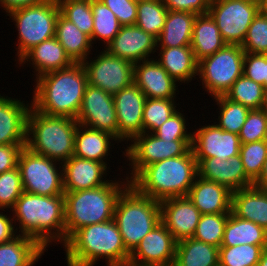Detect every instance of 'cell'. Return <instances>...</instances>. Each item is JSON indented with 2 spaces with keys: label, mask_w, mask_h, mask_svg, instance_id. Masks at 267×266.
<instances>
[{
  "label": "cell",
  "mask_w": 267,
  "mask_h": 266,
  "mask_svg": "<svg viewBox=\"0 0 267 266\" xmlns=\"http://www.w3.org/2000/svg\"><path fill=\"white\" fill-rule=\"evenodd\" d=\"M87 85L83 64L73 63L38 77L30 105L46 115L76 119Z\"/></svg>",
  "instance_id": "obj_1"
},
{
  "label": "cell",
  "mask_w": 267,
  "mask_h": 266,
  "mask_svg": "<svg viewBox=\"0 0 267 266\" xmlns=\"http://www.w3.org/2000/svg\"><path fill=\"white\" fill-rule=\"evenodd\" d=\"M63 246L68 266H94L100 258L107 266H128L130 258L113 219L76 230Z\"/></svg>",
  "instance_id": "obj_2"
},
{
  "label": "cell",
  "mask_w": 267,
  "mask_h": 266,
  "mask_svg": "<svg viewBox=\"0 0 267 266\" xmlns=\"http://www.w3.org/2000/svg\"><path fill=\"white\" fill-rule=\"evenodd\" d=\"M13 211V220L14 223L19 221L21 235L35 239L44 249L52 240L65 243L64 195L43 196L23 192Z\"/></svg>",
  "instance_id": "obj_3"
},
{
  "label": "cell",
  "mask_w": 267,
  "mask_h": 266,
  "mask_svg": "<svg viewBox=\"0 0 267 266\" xmlns=\"http://www.w3.org/2000/svg\"><path fill=\"white\" fill-rule=\"evenodd\" d=\"M197 176V160L190 149L185 155L147 165L130 183L140 193L162 201L187 196Z\"/></svg>",
  "instance_id": "obj_4"
},
{
  "label": "cell",
  "mask_w": 267,
  "mask_h": 266,
  "mask_svg": "<svg viewBox=\"0 0 267 266\" xmlns=\"http://www.w3.org/2000/svg\"><path fill=\"white\" fill-rule=\"evenodd\" d=\"M77 126L76 119L46 115L32 106L27 117L25 147L62 165L74 154Z\"/></svg>",
  "instance_id": "obj_5"
},
{
  "label": "cell",
  "mask_w": 267,
  "mask_h": 266,
  "mask_svg": "<svg viewBox=\"0 0 267 266\" xmlns=\"http://www.w3.org/2000/svg\"><path fill=\"white\" fill-rule=\"evenodd\" d=\"M126 181L123 184L122 181L121 183L108 181L97 188L64 192L65 242L80 228L112 220L116 201L122 190L130 183Z\"/></svg>",
  "instance_id": "obj_6"
},
{
  "label": "cell",
  "mask_w": 267,
  "mask_h": 266,
  "mask_svg": "<svg viewBox=\"0 0 267 266\" xmlns=\"http://www.w3.org/2000/svg\"><path fill=\"white\" fill-rule=\"evenodd\" d=\"M113 220L122 236L124 246L131 253L161 222L160 201L140 193L129 183L116 201Z\"/></svg>",
  "instance_id": "obj_7"
},
{
  "label": "cell",
  "mask_w": 267,
  "mask_h": 266,
  "mask_svg": "<svg viewBox=\"0 0 267 266\" xmlns=\"http://www.w3.org/2000/svg\"><path fill=\"white\" fill-rule=\"evenodd\" d=\"M59 14L60 8L55 0H44L7 14L12 17L18 29V61L37 44L55 37Z\"/></svg>",
  "instance_id": "obj_8"
},
{
  "label": "cell",
  "mask_w": 267,
  "mask_h": 266,
  "mask_svg": "<svg viewBox=\"0 0 267 266\" xmlns=\"http://www.w3.org/2000/svg\"><path fill=\"white\" fill-rule=\"evenodd\" d=\"M244 50L240 45L226 44L213 55L198 62L203 88L213 98L225 95L243 74Z\"/></svg>",
  "instance_id": "obj_9"
},
{
  "label": "cell",
  "mask_w": 267,
  "mask_h": 266,
  "mask_svg": "<svg viewBox=\"0 0 267 266\" xmlns=\"http://www.w3.org/2000/svg\"><path fill=\"white\" fill-rule=\"evenodd\" d=\"M56 164L57 161L23 147L17 167L24 192L43 196L64 195L63 169L59 172Z\"/></svg>",
  "instance_id": "obj_10"
},
{
  "label": "cell",
  "mask_w": 267,
  "mask_h": 266,
  "mask_svg": "<svg viewBox=\"0 0 267 266\" xmlns=\"http://www.w3.org/2000/svg\"><path fill=\"white\" fill-rule=\"evenodd\" d=\"M260 10V0H211L208 13L216 22L224 42L241 46Z\"/></svg>",
  "instance_id": "obj_11"
},
{
  "label": "cell",
  "mask_w": 267,
  "mask_h": 266,
  "mask_svg": "<svg viewBox=\"0 0 267 266\" xmlns=\"http://www.w3.org/2000/svg\"><path fill=\"white\" fill-rule=\"evenodd\" d=\"M133 144L125 150V156L131 161V181L147 165L185 155L190 149L192 140L160 139L153 133L143 132L134 136ZM130 179V180H129Z\"/></svg>",
  "instance_id": "obj_12"
},
{
  "label": "cell",
  "mask_w": 267,
  "mask_h": 266,
  "mask_svg": "<svg viewBox=\"0 0 267 266\" xmlns=\"http://www.w3.org/2000/svg\"><path fill=\"white\" fill-rule=\"evenodd\" d=\"M83 66L87 73L88 84L114 95L134 82V63L111 55L106 49Z\"/></svg>",
  "instance_id": "obj_13"
},
{
  "label": "cell",
  "mask_w": 267,
  "mask_h": 266,
  "mask_svg": "<svg viewBox=\"0 0 267 266\" xmlns=\"http://www.w3.org/2000/svg\"><path fill=\"white\" fill-rule=\"evenodd\" d=\"M78 124L106 131L118 139V123L113 95L87 85L76 118Z\"/></svg>",
  "instance_id": "obj_14"
},
{
  "label": "cell",
  "mask_w": 267,
  "mask_h": 266,
  "mask_svg": "<svg viewBox=\"0 0 267 266\" xmlns=\"http://www.w3.org/2000/svg\"><path fill=\"white\" fill-rule=\"evenodd\" d=\"M177 241L160 222L130 253L128 266H173Z\"/></svg>",
  "instance_id": "obj_15"
},
{
  "label": "cell",
  "mask_w": 267,
  "mask_h": 266,
  "mask_svg": "<svg viewBox=\"0 0 267 266\" xmlns=\"http://www.w3.org/2000/svg\"><path fill=\"white\" fill-rule=\"evenodd\" d=\"M145 94L133 82L113 95L118 123V141L131 140L143 133Z\"/></svg>",
  "instance_id": "obj_16"
},
{
  "label": "cell",
  "mask_w": 267,
  "mask_h": 266,
  "mask_svg": "<svg viewBox=\"0 0 267 266\" xmlns=\"http://www.w3.org/2000/svg\"><path fill=\"white\" fill-rule=\"evenodd\" d=\"M241 141L237 134L226 132L217 125L202 126L192 132L191 149L196 160L220 158L226 160L239 154Z\"/></svg>",
  "instance_id": "obj_17"
},
{
  "label": "cell",
  "mask_w": 267,
  "mask_h": 266,
  "mask_svg": "<svg viewBox=\"0 0 267 266\" xmlns=\"http://www.w3.org/2000/svg\"><path fill=\"white\" fill-rule=\"evenodd\" d=\"M160 207L161 222L177 242L194 236L201 212L188 196L164 199Z\"/></svg>",
  "instance_id": "obj_18"
},
{
  "label": "cell",
  "mask_w": 267,
  "mask_h": 266,
  "mask_svg": "<svg viewBox=\"0 0 267 266\" xmlns=\"http://www.w3.org/2000/svg\"><path fill=\"white\" fill-rule=\"evenodd\" d=\"M113 56L132 63L148 60L150 54L156 52L157 39L137 25L121 26L118 34L105 46Z\"/></svg>",
  "instance_id": "obj_19"
},
{
  "label": "cell",
  "mask_w": 267,
  "mask_h": 266,
  "mask_svg": "<svg viewBox=\"0 0 267 266\" xmlns=\"http://www.w3.org/2000/svg\"><path fill=\"white\" fill-rule=\"evenodd\" d=\"M198 176L219 183L235 192L253 186V181L246 175L240 154L226 160L205 158L197 160Z\"/></svg>",
  "instance_id": "obj_20"
},
{
  "label": "cell",
  "mask_w": 267,
  "mask_h": 266,
  "mask_svg": "<svg viewBox=\"0 0 267 266\" xmlns=\"http://www.w3.org/2000/svg\"><path fill=\"white\" fill-rule=\"evenodd\" d=\"M64 192L93 189L105 185L109 180H103L108 172L105 163L72 156L62 165Z\"/></svg>",
  "instance_id": "obj_21"
},
{
  "label": "cell",
  "mask_w": 267,
  "mask_h": 266,
  "mask_svg": "<svg viewBox=\"0 0 267 266\" xmlns=\"http://www.w3.org/2000/svg\"><path fill=\"white\" fill-rule=\"evenodd\" d=\"M134 83L146 98L174 99L176 96V81L152 58L134 64Z\"/></svg>",
  "instance_id": "obj_22"
},
{
  "label": "cell",
  "mask_w": 267,
  "mask_h": 266,
  "mask_svg": "<svg viewBox=\"0 0 267 266\" xmlns=\"http://www.w3.org/2000/svg\"><path fill=\"white\" fill-rule=\"evenodd\" d=\"M7 98L0 95V145H25L27 117L32 105Z\"/></svg>",
  "instance_id": "obj_23"
},
{
  "label": "cell",
  "mask_w": 267,
  "mask_h": 266,
  "mask_svg": "<svg viewBox=\"0 0 267 266\" xmlns=\"http://www.w3.org/2000/svg\"><path fill=\"white\" fill-rule=\"evenodd\" d=\"M187 196L201 214L231 212L232 191L214 181L197 176Z\"/></svg>",
  "instance_id": "obj_24"
},
{
  "label": "cell",
  "mask_w": 267,
  "mask_h": 266,
  "mask_svg": "<svg viewBox=\"0 0 267 266\" xmlns=\"http://www.w3.org/2000/svg\"><path fill=\"white\" fill-rule=\"evenodd\" d=\"M35 68L36 78L43 74L71 66L74 62L65 52L63 46L55 37L37 44L29 50L19 61V64L30 63ZM34 65V66H33Z\"/></svg>",
  "instance_id": "obj_25"
},
{
  "label": "cell",
  "mask_w": 267,
  "mask_h": 266,
  "mask_svg": "<svg viewBox=\"0 0 267 266\" xmlns=\"http://www.w3.org/2000/svg\"><path fill=\"white\" fill-rule=\"evenodd\" d=\"M231 212L267 231V191L253 185L232 192Z\"/></svg>",
  "instance_id": "obj_26"
},
{
  "label": "cell",
  "mask_w": 267,
  "mask_h": 266,
  "mask_svg": "<svg viewBox=\"0 0 267 266\" xmlns=\"http://www.w3.org/2000/svg\"><path fill=\"white\" fill-rule=\"evenodd\" d=\"M224 42L216 22L207 14H199L193 23L190 47L197 62L222 49Z\"/></svg>",
  "instance_id": "obj_27"
},
{
  "label": "cell",
  "mask_w": 267,
  "mask_h": 266,
  "mask_svg": "<svg viewBox=\"0 0 267 266\" xmlns=\"http://www.w3.org/2000/svg\"><path fill=\"white\" fill-rule=\"evenodd\" d=\"M82 128V129H81ZM84 129V130H83ZM83 130V131H82ZM110 140L118 139L112 134L78 124L75 133L74 156L108 164L103 160L110 151Z\"/></svg>",
  "instance_id": "obj_28"
},
{
  "label": "cell",
  "mask_w": 267,
  "mask_h": 266,
  "mask_svg": "<svg viewBox=\"0 0 267 266\" xmlns=\"http://www.w3.org/2000/svg\"><path fill=\"white\" fill-rule=\"evenodd\" d=\"M157 62L175 80L185 83L198 75V62L190 46L161 47Z\"/></svg>",
  "instance_id": "obj_29"
},
{
  "label": "cell",
  "mask_w": 267,
  "mask_h": 266,
  "mask_svg": "<svg viewBox=\"0 0 267 266\" xmlns=\"http://www.w3.org/2000/svg\"><path fill=\"white\" fill-rule=\"evenodd\" d=\"M44 251L35 239L18 234L0 244V266H33Z\"/></svg>",
  "instance_id": "obj_30"
},
{
  "label": "cell",
  "mask_w": 267,
  "mask_h": 266,
  "mask_svg": "<svg viewBox=\"0 0 267 266\" xmlns=\"http://www.w3.org/2000/svg\"><path fill=\"white\" fill-rule=\"evenodd\" d=\"M196 16L188 11L168 10L165 25L157 38V47L190 46Z\"/></svg>",
  "instance_id": "obj_31"
},
{
  "label": "cell",
  "mask_w": 267,
  "mask_h": 266,
  "mask_svg": "<svg viewBox=\"0 0 267 266\" xmlns=\"http://www.w3.org/2000/svg\"><path fill=\"white\" fill-rule=\"evenodd\" d=\"M55 38L74 63H83L93 47L90 37L61 14L57 18Z\"/></svg>",
  "instance_id": "obj_32"
},
{
  "label": "cell",
  "mask_w": 267,
  "mask_h": 266,
  "mask_svg": "<svg viewBox=\"0 0 267 266\" xmlns=\"http://www.w3.org/2000/svg\"><path fill=\"white\" fill-rule=\"evenodd\" d=\"M219 248L192 238L176 244L173 266H219Z\"/></svg>",
  "instance_id": "obj_33"
},
{
  "label": "cell",
  "mask_w": 267,
  "mask_h": 266,
  "mask_svg": "<svg viewBox=\"0 0 267 266\" xmlns=\"http://www.w3.org/2000/svg\"><path fill=\"white\" fill-rule=\"evenodd\" d=\"M242 244L267 246V231L258 224L238 218L230 212L221 246H238Z\"/></svg>",
  "instance_id": "obj_34"
},
{
  "label": "cell",
  "mask_w": 267,
  "mask_h": 266,
  "mask_svg": "<svg viewBox=\"0 0 267 266\" xmlns=\"http://www.w3.org/2000/svg\"><path fill=\"white\" fill-rule=\"evenodd\" d=\"M167 15L168 9L162 0L139 1L135 25L157 39L163 30Z\"/></svg>",
  "instance_id": "obj_35"
},
{
  "label": "cell",
  "mask_w": 267,
  "mask_h": 266,
  "mask_svg": "<svg viewBox=\"0 0 267 266\" xmlns=\"http://www.w3.org/2000/svg\"><path fill=\"white\" fill-rule=\"evenodd\" d=\"M225 96L250 110L261 109L265 105L266 89L242 74Z\"/></svg>",
  "instance_id": "obj_36"
},
{
  "label": "cell",
  "mask_w": 267,
  "mask_h": 266,
  "mask_svg": "<svg viewBox=\"0 0 267 266\" xmlns=\"http://www.w3.org/2000/svg\"><path fill=\"white\" fill-rule=\"evenodd\" d=\"M91 7L93 11V33L92 41L99 38L106 41L108 45L113 38L118 34L121 28L116 15L100 0H92Z\"/></svg>",
  "instance_id": "obj_37"
},
{
  "label": "cell",
  "mask_w": 267,
  "mask_h": 266,
  "mask_svg": "<svg viewBox=\"0 0 267 266\" xmlns=\"http://www.w3.org/2000/svg\"><path fill=\"white\" fill-rule=\"evenodd\" d=\"M266 247L251 244L221 246L218 256L219 266H257Z\"/></svg>",
  "instance_id": "obj_38"
},
{
  "label": "cell",
  "mask_w": 267,
  "mask_h": 266,
  "mask_svg": "<svg viewBox=\"0 0 267 266\" xmlns=\"http://www.w3.org/2000/svg\"><path fill=\"white\" fill-rule=\"evenodd\" d=\"M214 99L220 107V116H218L219 122L216 125L226 132L238 135L250 109L228 99L225 95L215 97Z\"/></svg>",
  "instance_id": "obj_39"
},
{
  "label": "cell",
  "mask_w": 267,
  "mask_h": 266,
  "mask_svg": "<svg viewBox=\"0 0 267 266\" xmlns=\"http://www.w3.org/2000/svg\"><path fill=\"white\" fill-rule=\"evenodd\" d=\"M229 214H201L193 238L220 248Z\"/></svg>",
  "instance_id": "obj_40"
},
{
  "label": "cell",
  "mask_w": 267,
  "mask_h": 266,
  "mask_svg": "<svg viewBox=\"0 0 267 266\" xmlns=\"http://www.w3.org/2000/svg\"><path fill=\"white\" fill-rule=\"evenodd\" d=\"M60 14L88 35L92 42L93 11L91 1H56Z\"/></svg>",
  "instance_id": "obj_41"
},
{
  "label": "cell",
  "mask_w": 267,
  "mask_h": 266,
  "mask_svg": "<svg viewBox=\"0 0 267 266\" xmlns=\"http://www.w3.org/2000/svg\"><path fill=\"white\" fill-rule=\"evenodd\" d=\"M174 104V99L147 98L143 109V132L153 133L167 121L177 111Z\"/></svg>",
  "instance_id": "obj_42"
},
{
  "label": "cell",
  "mask_w": 267,
  "mask_h": 266,
  "mask_svg": "<svg viewBox=\"0 0 267 266\" xmlns=\"http://www.w3.org/2000/svg\"><path fill=\"white\" fill-rule=\"evenodd\" d=\"M239 154L246 175L254 182L260 176L267 158V139L241 144Z\"/></svg>",
  "instance_id": "obj_43"
},
{
  "label": "cell",
  "mask_w": 267,
  "mask_h": 266,
  "mask_svg": "<svg viewBox=\"0 0 267 266\" xmlns=\"http://www.w3.org/2000/svg\"><path fill=\"white\" fill-rule=\"evenodd\" d=\"M241 47L246 53L267 54V12L255 16Z\"/></svg>",
  "instance_id": "obj_44"
},
{
  "label": "cell",
  "mask_w": 267,
  "mask_h": 266,
  "mask_svg": "<svg viewBox=\"0 0 267 266\" xmlns=\"http://www.w3.org/2000/svg\"><path fill=\"white\" fill-rule=\"evenodd\" d=\"M241 144L267 139V112L264 108L249 111L238 134Z\"/></svg>",
  "instance_id": "obj_45"
},
{
  "label": "cell",
  "mask_w": 267,
  "mask_h": 266,
  "mask_svg": "<svg viewBox=\"0 0 267 266\" xmlns=\"http://www.w3.org/2000/svg\"><path fill=\"white\" fill-rule=\"evenodd\" d=\"M24 192L18 167L0 173V210L13 208Z\"/></svg>",
  "instance_id": "obj_46"
},
{
  "label": "cell",
  "mask_w": 267,
  "mask_h": 266,
  "mask_svg": "<svg viewBox=\"0 0 267 266\" xmlns=\"http://www.w3.org/2000/svg\"><path fill=\"white\" fill-rule=\"evenodd\" d=\"M179 111H176L165 121L153 134L160 139L167 140H192V134L187 133L185 118Z\"/></svg>",
  "instance_id": "obj_47"
},
{
  "label": "cell",
  "mask_w": 267,
  "mask_h": 266,
  "mask_svg": "<svg viewBox=\"0 0 267 266\" xmlns=\"http://www.w3.org/2000/svg\"><path fill=\"white\" fill-rule=\"evenodd\" d=\"M118 19L122 26L135 25L137 19V2L133 0H100Z\"/></svg>",
  "instance_id": "obj_48"
},
{
  "label": "cell",
  "mask_w": 267,
  "mask_h": 266,
  "mask_svg": "<svg viewBox=\"0 0 267 266\" xmlns=\"http://www.w3.org/2000/svg\"><path fill=\"white\" fill-rule=\"evenodd\" d=\"M243 75L264 87V54H244Z\"/></svg>",
  "instance_id": "obj_49"
},
{
  "label": "cell",
  "mask_w": 267,
  "mask_h": 266,
  "mask_svg": "<svg viewBox=\"0 0 267 266\" xmlns=\"http://www.w3.org/2000/svg\"><path fill=\"white\" fill-rule=\"evenodd\" d=\"M168 10L207 14L211 0H162Z\"/></svg>",
  "instance_id": "obj_50"
},
{
  "label": "cell",
  "mask_w": 267,
  "mask_h": 266,
  "mask_svg": "<svg viewBox=\"0 0 267 266\" xmlns=\"http://www.w3.org/2000/svg\"><path fill=\"white\" fill-rule=\"evenodd\" d=\"M25 145H0V173L17 167L20 151Z\"/></svg>",
  "instance_id": "obj_51"
},
{
  "label": "cell",
  "mask_w": 267,
  "mask_h": 266,
  "mask_svg": "<svg viewBox=\"0 0 267 266\" xmlns=\"http://www.w3.org/2000/svg\"><path fill=\"white\" fill-rule=\"evenodd\" d=\"M12 219L0 212V244L8 242L17 236Z\"/></svg>",
  "instance_id": "obj_52"
},
{
  "label": "cell",
  "mask_w": 267,
  "mask_h": 266,
  "mask_svg": "<svg viewBox=\"0 0 267 266\" xmlns=\"http://www.w3.org/2000/svg\"><path fill=\"white\" fill-rule=\"evenodd\" d=\"M42 1L44 0H0V4L6 13H9L12 10L35 5Z\"/></svg>",
  "instance_id": "obj_53"
},
{
  "label": "cell",
  "mask_w": 267,
  "mask_h": 266,
  "mask_svg": "<svg viewBox=\"0 0 267 266\" xmlns=\"http://www.w3.org/2000/svg\"><path fill=\"white\" fill-rule=\"evenodd\" d=\"M253 185L267 191V158L264 162L260 176L253 182Z\"/></svg>",
  "instance_id": "obj_54"
},
{
  "label": "cell",
  "mask_w": 267,
  "mask_h": 266,
  "mask_svg": "<svg viewBox=\"0 0 267 266\" xmlns=\"http://www.w3.org/2000/svg\"><path fill=\"white\" fill-rule=\"evenodd\" d=\"M257 266H267V247L263 250Z\"/></svg>",
  "instance_id": "obj_55"
},
{
  "label": "cell",
  "mask_w": 267,
  "mask_h": 266,
  "mask_svg": "<svg viewBox=\"0 0 267 266\" xmlns=\"http://www.w3.org/2000/svg\"><path fill=\"white\" fill-rule=\"evenodd\" d=\"M264 88L267 90V54H264Z\"/></svg>",
  "instance_id": "obj_56"
},
{
  "label": "cell",
  "mask_w": 267,
  "mask_h": 266,
  "mask_svg": "<svg viewBox=\"0 0 267 266\" xmlns=\"http://www.w3.org/2000/svg\"><path fill=\"white\" fill-rule=\"evenodd\" d=\"M261 10L267 12V0H260Z\"/></svg>",
  "instance_id": "obj_57"
},
{
  "label": "cell",
  "mask_w": 267,
  "mask_h": 266,
  "mask_svg": "<svg viewBox=\"0 0 267 266\" xmlns=\"http://www.w3.org/2000/svg\"><path fill=\"white\" fill-rule=\"evenodd\" d=\"M264 109L267 112V90H266V96H265V105H264Z\"/></svg>",
  "instance_id": "obj_58"
},
{
  "label": "cell",
  "mask_w": 267,
  "mask_h": 266,
  "mask_svg": "<svg viewBox=\"0 0 267 266\" xmlns=\"http://www.w3.org/2000/svg\"><path fill=\"white\" fill-rule=\"evenodd\" d=\"M55 1H92V0H55Z\"/></svg>",
  "instance_id": "obj_59"
}]
</instances>
